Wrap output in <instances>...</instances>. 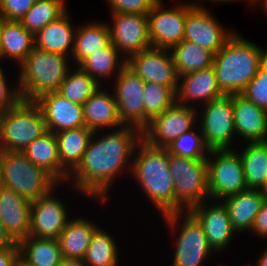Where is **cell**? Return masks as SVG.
Wrapping results in <instances>:
<instances>
[{"instance_id":"6da1fadb","label":"cell","mask_w":267,"mask_h":266,"mask_svg":"<svg viewBox=\"0 0 267 266\" xmlns=\"http://www.w3.org/2000/svg\"><path fill=\"white\" fill-rule=\"evenodd\" d=\"M101 132H93L85 154L69 175L68 182L72 181L70 184L75 192L78 190L81 195L104 203L118 175H123L128 168L130 174L135 148L142 140V130L124 125L116 130L105 131V134Z\"/></svg>"},{"instance_id":"7a4b0ae2","label":"cell","mask_w":267,"mask_h":266,"mask_svg":"<svg viewBox=\"0 0 267 266\" xmlns=\"http://www.w3.org/2000/svg\"><path fill=\"white\" fill-rule=\"evenodd\" d=\"M130 174L161 216L175 212L174 180L167 148L153 147L142 139L135 148Z\"/></svg>"},{"instance_id":"3957f363","label":"cell","mask_w":267,"mask_h":266,"mask_svg":"<svg viewBox=\"0 0 267 266\" xmlns=\"http://www.w3.org/2000/svg\"><path fill=\"white\" fill-rule=\"evenodd\" d=\"M259 45L235 32L214 55L213 67L225 95L241 94L259 69Z\"/></svg>"},{"instance_id":"277c9868","label":"cell","mask_w":267,"mask_h":266,"mask_svg":"<svg viewBox=\"0 0 267 266\" xmlns=\"http://www.w3.org/2000/svg\"><path fill=\"white\" fill-rule=\"evenodd\" d=\"M69 57L36 47L18 66L17 83L21 100L35 101L41 95L58 91L73 66ZM70 62V64H69Z\"/></svg>"},{"instance_id":"5b68a950","label":"cell","mask_w":267,"mask_h":266,"mask_svg":"<svg viewBox=\"0 0 267 266\" xmlns=\"http://www.w3.org/2000/svg\"><path fill=\"white\" fill-rule=\"evenodd\" d=\"M47 132L40 107L34 101L20 100L0 112V150L22 152L32 141Z\"/></svg>"},{"instance_id":"8992f818","label":"cell","mask_w":267,"mask_h":266,"mask_svg":"<svg viewBox=\"0 0 267 266\" xmlns=\"http://www.w3.org/2000/svg\"><path fill=\"white\" fill-rule=\"evenodd\" d=\"M3 186L31 202L49 193L59 182L45 169L34 165L22 153L0 150Z\"/></svg>"},{"instance_id":"52a82bcc","label":"cell","mask_w":267,"mask_h":266,"mask_svg":"<svg viewBox=\"0 0 267 266\" xmlns=\"http://www.w3.org/2000/svg\"><path fill=\"white\" fill-rule=\"evenodd\" d=\"M162 217L171 233L179 234L174 242L175 251L171 266H203L210 255L215 254L208 244L201 224L188 210L171 212Z\"/></svg>"},{"instance_id":"ba28073f","label":"cell","mask_w":267,"mask_h":266,"mask_svg":"<svg viewBox=\"0 0 267 266\" xmlns=\"http://www.w3.org/2000/svg\"><path fill=\"white\" fill-rule=\"evenodd\" d=\"M169 169L174 180L175 212L209 200L206 160L169 154Z\"/></svg>"},{"instance_id":"9c48e42d","label":"cell","mask_w":267,"mask_h":266,"mask_svg":"<svg viewBox=\"0 0 267 266\" xmlns=\"http://www.w3.org/2000/svg\"><path fill=\"white\" fill-rule=\"evenodd\" d=\"M206 162L210 200L222 201L248 189L241 157L236 149L209 150Z\"/></svg>"},{"instance_id":"30bf717a","label":"cell","mask_w":267,"mask_h":266,"mask_svg":"<svg viewBox=\"0 0 267 266\" xmlns=\"http://www.w3.org/2000/svg\"><path fill=\"white\" fill-rule=\"evenodd\" d=\"M203 107L200 111L197 110V117L202 114L197 118V123L199 122L206 147L209 150L235 149L232 147L236 137L232 94L223 95Z\"/></svg>"},{"instance_id":"8fae6325","label":"cell","mask_w":267,"mask_h":266,"mask_svg":"<svg viewBox=\"0 0 267 266\" xmlns=\"http://www.w3.org/2000/svg\"><path fill=\"white\" fill-rule=\"evenodd\" d=\"M198 1L184 2L186 4L184 40L196 43L215 55L235 31L224 28L212 15V11Z\"/></svg>"},{"instance_id":"7c38bea8","label":"cell","mask_w":267,"mask_h":266,"mask_svg":"<svg viewBox=\"0 0 267 266\" xmlns=\"http://www.w3.org/2000/svg\"><path fill=\"white\" fill-rule=\"evenodd\" d=\"M197 108L175 103L154 117L142 130V139L153 147L166 148L171 142L197 124Z\"/></svg>"},{"instance_id":"4fadbf2b","label":"cell","mask_w":267,"mask_h":266,"mask_svg":"<svg viewBox=\"0 0 267 266\" xmlns=\"http://www.w3.org/2000/svg\"><path fill=\"white\" fill-rule=\"evenodd\" d=\"M148 35L152 47L170 50L184 40L186 4L178 1L172 7H164L159 0L147 14Z\"/></svg>"},{"instance_id":"5bb4252c","label":"cell","mask_w":267,"mask_h":266,"mask_svg":"<svg viewBox=\"0 0 267 266\" xmlns=\"http://www.w3.org/2000/svg\"><path fill=\"white\" fill-rule=\"evenodd\" d=\"M59 186L60 183L46 195L31 202L29 236L58 239L71 219L65 202L55 193Z\"/></svg>"},{"instance_id":"9a60e30c","label":"cell","mask_w":267,"mask_h":266,"mask_svg":"<svg viewBox=\"0 0 267 266\" xmlns=\"http://www.w3.org/2000/svg\"><path fill=\"white\" fill-rule=\"evenodd\" d=\"M126 66L136 73L144 82H154L178 89L179 75L174 66L170 50L150 47L130 55Z\"/></svg>"},{"instance_id":"2e32d148","label":"cell","mask_w":267,"mask_h":266,"mask_svg":"<svg viewBox=\"0 0 267 266\" xmlns=\"http://www.w3.org/2000/svg\"><path fill=\"white\" fill-rule=\"evenodd\" d=\"M118 115L124 125L144 129V87L145 82L125 66L113 81Z\"/></svg>"},{"instance_id":"e0dca14e","label":"cell","mask_w":267,"mask_h":266,"mask_svg":"<svg viewBox=\"0 0 267 266\" xmlns=\"http://www.w3.org/2000/svg\"><path fill=\"white\" fill-rule=\"evenodd\" d=\"M108 24L111 43L126 59L152 47L148 35L147 14L111 13Z\"/></svg>"},{"instance_id":"ac0fdd59","label":"cell","mask_w":267,"mask_h":266,"mask_svg":"<svg viewBox=\"0 0 267 266\" xmlns=\"http://www.w3.org/2000/svg\"><path fill=\"white\" fill-rule=\"evenodd\" d=\"M212 202L208 205L209 202ZM188 211L199 221L208 244L214 252L222 253L228 248L235 233L232 228L227 207L222 201L206 200L193 205Z\"/></svg>"},{"instance_id":"d6986e66","label":"cell","mask_w":267,"mask_h":266,"mask_svg":"<svg viewBox=\"0 0 267 266\" xmlns=\"http://www.w3.org/2000/svg\"><path fill=\"white\" fill-rule=\"evenodd\" d=\"M34 102L43 113L47 131L56 133L85 126L82 104L69 101L57 91L45 93Z\"/></svg>"},{"instance_id":"ffe728a7","label":"cell","mask_w":267,"mask_h":266,"mask_svg":"<svg viewBox=\"0 0 267 266\" xmlns=\"http://www.w3.org/2000/svg\"><path fill=\"white\" fill-rule=\"evenodd\" d=\"M225 95L217 82L213 65L179 76L176 103L193 107L194 102L205 105ZM191 102V103H190ZM192 105V106H191Z\"/></svg>"},{"instance_id":"44dd1931","label":"cell","mask_w":267,"mask_h":266,"mask_svg":"<svg viewBox=\"0 0 267 266\" xmlns=\"http://www.w3.org/2000/svg\"><path fill=\"white\" fill-rule=\"evenodd\" d=\"M30 206V200L11 188L3 186L0 189V221L15 243L29 236Z\"/></svg>"},{"instance_id":"7402d4cb","label":"cell","mask_w":267,"mask_h":266,"mask_svg":"<svg viewBox=\"0 0 267 266\" xmlns=\"http://www.w3.org/2000/svg\"><path fill=\"white\" fill-rule=\"evenodd\" d=\"M82 106L85 126L92 132L116 130L124 126L118 115L114 93L102 85Z\"/></svg>"},{"instance_id":"603a6c76","label":"cell","mask_w":267,"mask_h":266,"mask_svg":"<svg viewBox=\"0 0 267 266\" xmlns=\"http://www.w3.org/2000/svg\"><path fill=\"white\" fill-rule=\"evenodd\" d=\"M236 139L248 142L267 141V111L242 94H232Z\"/></svg>"},{"instance_id":"cb8c5ba5","label":"cell","mask_w":267,"mask_h":266,"mask_svg":"<svg viewBox=\"0 0 267 266\" xmlns=\"http://www.w3.org/2000/svg\"><path fill=\"white\" fill-rule=\"evenodd\" d=\"M76 30L77 27L72 24V19L67 9L61 16L48 23L34 36V47L71 58Z\"/></svg>"},{"instance_id":"d4e9b609","label":"cell","mask_w":267,"mask_h":266,"mask_svg":"<svg viewBox=\"0 0 267 266\" xmlns=\"http://www.w3.org/2000/svg\"><path fill=\"white\" fill-rule=\"evenodd\" d=\"M266 199V191L247 189L222 200L227 207L231 226L238 235L250 232L255 217Z\"/></svg>"},{"instance_id":"484cf974","label":"cell","mask_w":267,"mask_h":266,"mask_svg":"<svg viewBox=\"0 0 267 266\" xmlns=\"http://www.w3.org/2000/svg\"><path fill=\"white\" fill-rule=\"evenodd\" d=\"M92 134L86 126L55 133L61 163V184H68V177L80 164Z\"/></svg>"},{"instance_id":"4316f807","label":"cell","mask_w":267,"mask_h":266,"mask_svg":"<svg viewBox=\"0 0 267 266\" xmlns=\"http://www.w3.org/2000/svg\"><path fill=\"white\" fill-rule=\"evenodd\" d=\"M88 218H71L58 237L62 257L84 259L93 233L99 227Z\"/></svg>"},{"instance_id":"83f0119b","label":"cell","mask_w":267,"mask_h":266,"mask_svg":"<svg viewBox=\"0 0 267 266\" xmlns=\"http://www.w3.org/2000/svg\"><path fill=\"white\" fill-rule=\"evenodd\" d=\"M93 21L77 26L74 50L71 56V60L75 62L73 66H79L87 57L105 48L111 42L106 21Z\"/></svg>"},{"instance_id":"f1b7e54d","label":"cell","mask_w":267,"mask_h":266,"mask_svg":"<svg viewBox=\"0 0 267 266\" xmlns=\"http://www.w3.org/2000/svg\"><path fill=\"white\" fill-rule=\"evenodd\" d=\"M34 48V36L20 21H4L0 36V59L8 58L18 66Z\"/></svg>"},{"instance_id":"f546056e","label":"cell","mask_w":267,"mask_h":266,"mask_svg":"<svg viewBox=\"0 0 267 266\" xmlns=\"http://www.w3.org/2000/svg\"><path fill=\"white\" fill-rule=\"evenodd\" d=\"M239 150L248 189L267 190V141L245 142Z\"/></svg>"},{"instance_id":"4dcf8cb0","label":"cell","mask_w":267,"mask_h":266,"mask_svg":"<svg viewBox=\"0 0 267 266\" xmlns=\"http://www.w3.org/2000/svg\"><path fill=\"white\" fill-rule=\"evenodd\" d=\"M122 56L110 42L105 48L87 57L79 67L102 85L103 81L101 80H109L112 75H115L114 78H116L126 66V58Z\"/></svg>"},{"instance_id":"1f68e13d","label":"cell","mask_w":267,"mask_h":266,"mask_svg":"<svg viewBox=\"0 0 267 266\" xmlns=\"http://www.w3.org/2000/svg\"><path fill=\"white\" fill-rule=\"evenodd\" d=\"M22 153L30 162L45 169L61 184V163L55 133L47 131L32 141Z\"/></svg>"},{"instance_id":"d6a6232c","label":"cell","mask_w":267,"mask_h":266,"mask_svg":"<svg viewBox=\"0 0 267 266\" xmlns=\"http://www.w3.org/2000/svg\"><path fill=\"white\" fill-rule=\"evenodd\" d=\"M20 256L33 266H59L62 254L58 239L28 236L18 243Z\"/></svg>"},{"instance_id":"836d02e7","label":"cell","mask_w":267,"mask_h":266,"mask_svg":"<svg viewBox=\"0 0 267 266\" xmlns=\"http://www.w3.org/2000/svg\"><path fill=\"white\" fill-rule=\"evenodd\" d=\"M179 76L213 65L214 54L196 43L183 40L170 49Z\"/></svg>"},{"instance_id":"e575fe53","label":"cell","mask_w":267,"mask_h":266,"mask_svg":"<svg viewBox=\"0 0 267 266\" xmlns=\"http://www.w3.org/2000/svg\"><path fill=\"white\" fill-rule=\"evenodd\" d=\"M109 234L100 227L95 230L83 259L87 266H118L117 241Z\"/></svg>"},{"instance_id":"d590c367","label":"cell","mask_w":267,"mask_h":266,"mask_svg":"<svg viewBox=\"0 0 267 266\" xmlns=\"http://www.w3.org/2000/svg\"><path fill=\"white\" fill-rule=\"evenodd\" d=\"M68 72L58 93L77 104H83L101 85L79 66Z\"/></svg>"},{"instance_id":"8d00e7d4","label":"cell","mask_w":267,"mask_h":266,"mask_svg":"<svg viewBox=\"0 0 267 266\" xmlns=\"http://www.w3.org/2000/svg\"><path fill=\"white\" fill-rule=\"evenodd\" d=\"M66 10L65 0H37L20 22L29 33L35 36L43 27L56 20Z\"/></svg>"},{"instance_id":"74e56055","label":"cell","mask_w":267,"mask_h":266,"mask_svg":"<svg viewBox=\"0 0 267 266\" xmlns=\"http://www.w3.org/2000/svg\"><path fill=\"white\" fill-rule=\"evenodd\" d=\"M143 98L145 128L154 117L176 103V92L168 86L145 82Z\"/></svg>"},{"instance_id":"f35d334b","label":"cell","mask_w":267,"mask_h":266,"mask_svg":"<svg viewBox=\"0 0 267 266\" xmlns=\"http://www.w3.org/2000/svg\"><path fill=\"white\" fill-rule=\"evenodd\" d=\"M166 148L169 154L192 158L195 160H206L209 153V149L206 147L203 134L199 126L183 133Z\"/></svg>"},{"instance_id":"ab89813d","label":"cell","mask_w":267,"mask_h":266,"mask_svg":"<svg viewBox=\"0 0 267 266\" xmlns=\"http://www.w3.org/2000/svg\"><path fill=\"white\" fill-rule=\"evenodd\" d=\"M241 94L256 106L267 111V72L258 69Z\"/></svg>"},{"instance_id":"60d3db41","label":"cell","mask_w":267,"mask_h":266,"mask_svg":"<svg viewBox=\"0 0 267 266\" xmlns=\"http://www.w3.org/2000/svg\"><path fill=\"white\" fill-rule=\"evenodd\" d=\"M110 13L148 14L159 0H106Z\"/></svg>"},{"instance_id":"b9f144b4","label":"cell","mask_w":267,"mask_h":266,"mask_svg":"<svg viewBox=\"0 0 267 266\" xmlns=\"http://www.w3.org/2000/svg\"><path fill=\"white\" fill-rule=\"evenodd\" d=\"M37 0H0V15L6 21H21Z\"/></svg>"},{"instance_id":"7bdbcfd3","label":"cell","mask_w":267,"mask_h":266,"mask_svg":"<svg viewBox=\"0 0 267 266\" xmlns=\"http://www.w3.org/2000/svg\"><path fill=\"white\" fill-rule=\"evenodd\" d=\"M5 74L6 73H4L3 67L0 64V112L14 107L21 100L18 86L8 85V75Z\"/></svg>"},{"instance_id":"ee69618b","label":"cell","mask_w":267,"mask_h":266,"mask_svg":"<svg viewBox=\"0 0 267 266\" xmlns=\"http://www.w3.org/2000/svg\"><path fill=\"white\" fill-rule=\"evenodd\" d=\"M254 233L258 238L267 240V199L263 203L260 211L255 217L250 233Z\"/></svg>"},{"instance_id":"f6af8a7d","label":"cell","mask_w":267,"mask_h":266,"mask_svg":"<svg viewBox=\"0 0 267 266\" xmlns=\"http://www.w3.org/2000/svg\"><path fill=\"white\" fill-rule=\"evenodd\" d=\"M19 255L18 243L0 247V266H14Z\"/></svg>"},{"instance_id":"bcb514c9","label":"cell","mask_w":267,"mask_h":266,"mask_svg":"<svg viewBox=\"0 0 267 266\" xmlns=\"http://www.w3.org/2000/svg\"><path fill=\"white\" fill-rule=\"evenodd\" d=\"M13 244H15V242L9 237L8 233L5 231L3 223L0 221V247Z\"/></svg>"},{"instance_id":"7dc6e473","label":"cell","mask_w":267,"mask_h":266,"mask_svg":"<svg viewBox=\"0 0 267 266\" xmlns=\"http://www.w3.org/2000/svg\"><path fill=\"white\" fill-rule=\"evenodd\" d=\"M59 266H87L82 259L62 257Z\"/></svg>"},{"instance_id":"c3c4849f","label":"cell","mask_w":267,"mask_h":266,"mask_svg":"<svg viewBox=\"0 0 267 266\" xmlns=\"http://www.w3.org/2000/svg\"><path fill=\"white\" fill-rule=\"evenodd\" d=\"M259 69L267 72V49H260Z\"/></svg>"},{"instance_id":"681fc988","label":"cell","mask_w":267,"mask_h":266,"mask_svg":"<svg viewBox=\"0 0 267 266\" xmlns=\"http://www.w3.org/2000/svg\"><path fill=\"white\" fill-rule=\"evenodd\" d=\"M259 256L260 257L257 258L258 260L255 261V266H267V248H265Z\"/></svg>"},{"instance_id":"f907efd6","label":"cell","mask_w":267,"mask_h":266,"mask_svg":"<svg viewBox=\"0 0 267 266\" xmlns=\"http://www.w3.org/2000/svg\"><path fill=\"white\" fill-rule=\"evenodd\" d=\"M260 2V5L259 7H263L262 9L266 12V15H267V0H249L247 3L248 5L251 4L254 8L257 4H259Z\"/></svg>"},{"instance_id":"816d5d0a","label":"cell","mask_w":267,"mask_h":266,"mask_svg":"<svg viewBox=\"0 0 267 266\" xmlns=\"http://www.w3.org/2000/svg\"><path fill=\"white\" fill-rule=\"evenodd\" d=\"M14 266H33L24 260L20 255L15 260Z\"/></svg>"},{"instance_id":"f5cc1de1","label":"cell","mask_w":267,"mask_h":266,"mask_svg":"<svg viewBox=\"0 0 267 266\" xmlns=\"http://www.w3.org/2000/svg\"><path fill=\"white\" fill-rule=\"evenodd\" d=\"M208 1H210V2H211V1H212V2H219V3H220V2H221V3H225V2H227V3H228V2H231V3H232V2H235V1H239V0H208ZM240 1L243 2V0H240ZM245 2H246V0H245Z\"/></svg>"},{"instance_id":"db71d44e","label":"cell","mask_w":267,"mask_h":266,"mask_svg":"<svg viewBox=\"0 0 267 266\" xmlns=\"http://www.w3.org/2000/svg\"><path fill=\"white\" fill-rule=\"evenodd\" d=\"M4 21H5V19L0 15V36H1V30L3 27Z\"/></svg>"},{"instance_id":"11a10c76","label":"cell","mask_w":267,"mask_h":266,"mask_svg":"<svg viewBox=\"0 0 267 266\" xmlns=\"http://www.w3.org/2000/svg\"><path fill=\"white\" fill-rule=\"evenodd\" d=\"M3 187L2 172L0 167V189Z\"/></svg>"}]
</instances>
